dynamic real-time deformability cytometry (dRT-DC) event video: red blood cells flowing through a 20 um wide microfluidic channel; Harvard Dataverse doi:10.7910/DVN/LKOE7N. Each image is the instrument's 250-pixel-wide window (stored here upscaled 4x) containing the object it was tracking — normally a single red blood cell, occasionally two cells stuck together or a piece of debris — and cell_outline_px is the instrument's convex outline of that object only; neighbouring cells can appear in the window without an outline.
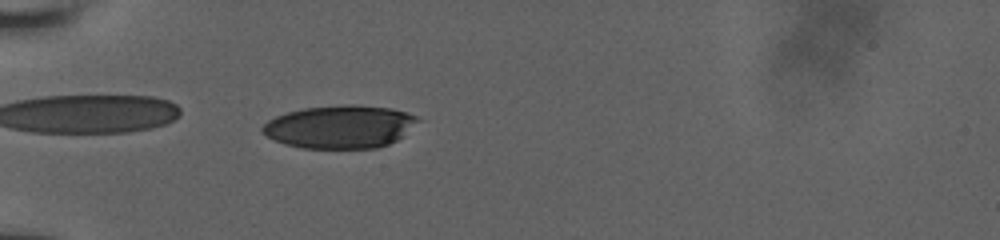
{"species": "human", "species_latin": "Homo sapiens", "temperature_condition": "room temperature", "stored_images_in_passage": 11, "camera_frame_rate_fps": 3000, "um_per_image_px": 0.085, "donor": {"sex": "male"}, "frame": {"image": 1, "passage_image": 11, "time_ms": 6.0, "image_size_px": [1000, 240], "cell_outline_px": [[420, 120], [396, 140], [388, 144], [376, 148], [304, 148], [284, 144], [268, 136], [260, 128], [268, 120], [276, 116], [288, 112], [304, 108], [344, 104], [352, 104], [392, 108], [416, 116]], "centroid_in_image_um": [28.88, 10.77], "position_along_channel_um": 56.1, "area_um2": 38.61}}